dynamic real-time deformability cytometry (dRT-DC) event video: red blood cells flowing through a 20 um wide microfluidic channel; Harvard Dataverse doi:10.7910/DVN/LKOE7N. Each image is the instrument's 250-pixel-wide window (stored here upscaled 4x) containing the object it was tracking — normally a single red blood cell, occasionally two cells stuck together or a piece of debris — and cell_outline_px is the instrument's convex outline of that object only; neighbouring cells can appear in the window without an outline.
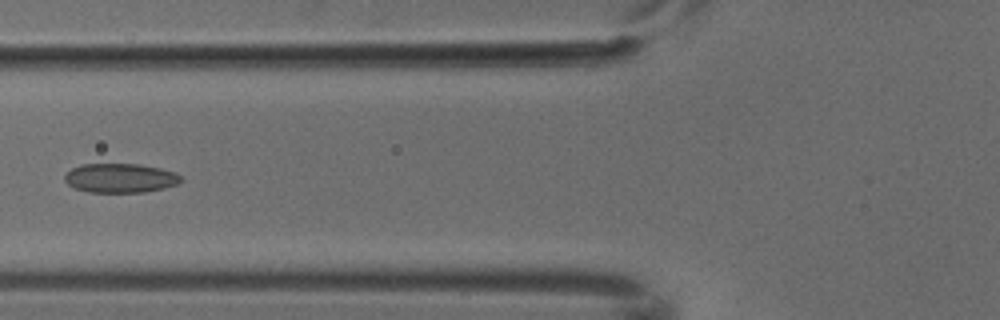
{"species": "common noctule bat (a hibernating species)", "species_latin": "Nyctalus noctula", "temperature_condition": "cold", "stored_images_in_passage": 5, "camera_frame_rate_fps": 3000, "um_per_image_px": 0.085, "animal": {"sex": "male", "body_mass_g": 18.8}, "frame": {"image": 1, "passage_image": 5, "time_ms": 1.333, "image_size_px": [1000, 320], "cell_outline_px": [[184, 180], [176, 184], [164, 188], [144, 192], [88, 192], [76, 188], [68, 184], [64, 180], [64, 176], [72, 168], [80, 164], [140, 164], [160, 168], [176, 172]], "centroid_in_image_um": [10.24, 15.13], "position_along_channel_um": 115.6, "area_um2": 19.83}}